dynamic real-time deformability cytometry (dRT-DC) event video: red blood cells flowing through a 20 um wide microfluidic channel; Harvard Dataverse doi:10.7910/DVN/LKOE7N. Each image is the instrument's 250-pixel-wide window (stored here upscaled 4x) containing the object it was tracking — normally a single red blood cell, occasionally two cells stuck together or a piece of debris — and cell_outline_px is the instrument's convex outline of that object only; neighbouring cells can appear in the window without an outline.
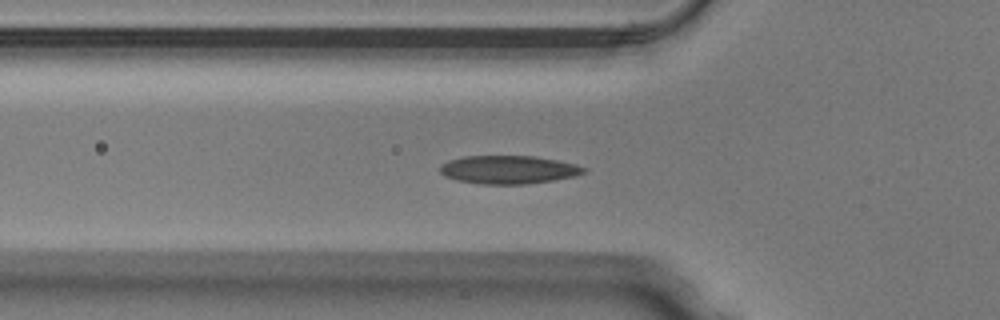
{"species": "Egyptian fruit bat (a non-hibernating species)", "species_latin": "Rousettus aegyptiacus", "temperature_condition": "warm", "stored_images_in_passage": 50, "camera_frame_rate_fps": 3000, "um_per_image_px": 0.085, "animal": {"sex": "male"}, "frame": {"image": 1, "passage_image": 16, "time_ms": 5.0, "image_size_px": [1000, 320], "cell_outline_px": [[588, 168], [584, 172], [576, 176], [552, 180], [524, 184], [480, 184], [456, 180], [444, 176], [440, 172], [440, 164], [448, 160], [464, 156], [532, 156], [556, 160], [576, 164]], "centroid_in_image_um": [43.19, 14.42], "position_along_channel_um": 82.6, "area_um2": 23.7}}
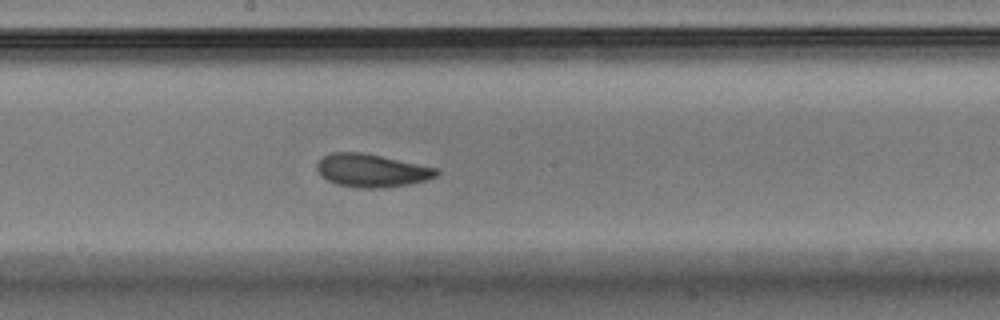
{"frame": {"image": 2, "passage_image": 26, "time_ms": 8.333, "image_size_px": [1000, 320], "cell_outline_px": [[440, 172], [436, 176], [428, 180], [408, 184], [384, 188], [356, 188], [336, 184], [320, 176], [316, 168], [316, 164], [324, 156], [332, 152], [364, 152], [440, 168]], "centroid_in_image_um": [31.62, 14.49], "position_along_channel_um": 216.6, "area_um2": 23.41}}
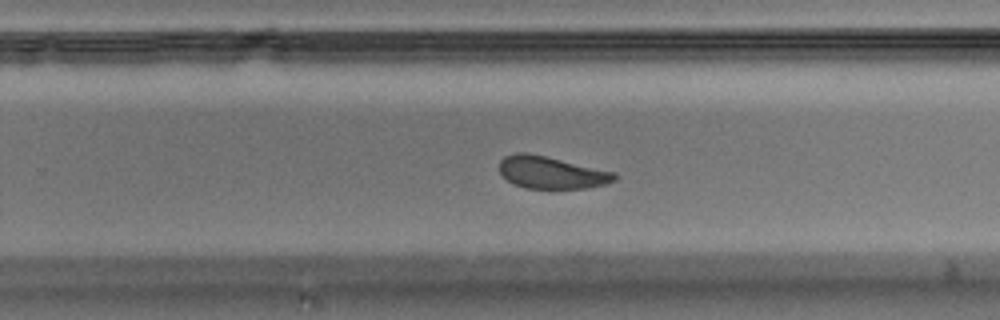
{"frame": {"image": 3, "passage_image": 31, "time_ms": 10.0, "image_size_px": [1000, 320], "cell_outline_px": [[616, 180], [604, 184], [588, 188], [524, 188], [512, 184], [500, 172], [500, 160], [504, 156], [516, 152], [528, 152], [616, 172]], "centroid_in_image_um": [46.85, 14.66], "position_along_channel_um": 282.9, "area_um2": 21.68}, "authors_computed_cell_mechanics": {"area_um2": 22.7732, "velocity_mm_per_s": 3.9933, "shape_relaxation_time_tau1_ms": 2.4089, "shape_relaxation_time_tau2_ms": 1.7126, "deformation_change_tau1": 0.1095, "deformation_change_tau2": 0.0602}}